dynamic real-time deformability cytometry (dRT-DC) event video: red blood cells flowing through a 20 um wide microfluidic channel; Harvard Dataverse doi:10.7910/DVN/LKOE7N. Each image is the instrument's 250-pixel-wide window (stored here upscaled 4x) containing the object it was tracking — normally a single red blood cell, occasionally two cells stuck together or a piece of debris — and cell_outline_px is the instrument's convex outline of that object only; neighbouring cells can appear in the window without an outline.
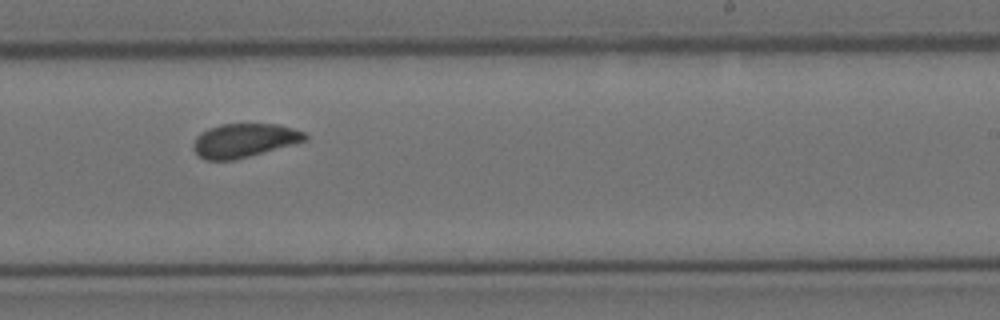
{"species": "Egyptian fruit bat (a non-hibernating species)", "species_latin": "Rousettus aegyptiacus", "temperature_condition": "cold", "stored_images_in_passage": 9, "camera_frame_rate_fps": 3000, "um_per_image_px": 0.085, "animal": {"sex": "female"}, "frame": {"image": 1, "passage_image": 8, "time_ms": 9.0, "image_size_px": [1000, 320], "cell_outline_px": [[308, 140], [236, 160], [204, 160], [192, 148], [192, 144], [196, 136], [200, 132], [208, 128], [220, 124], [276, 124], [292, 128], [304, 132], [308, 136]], "centroid_in_image_um": [20.73, 11.94], "position_along_channel_um": 268.3, "area_um2": 22.14}}
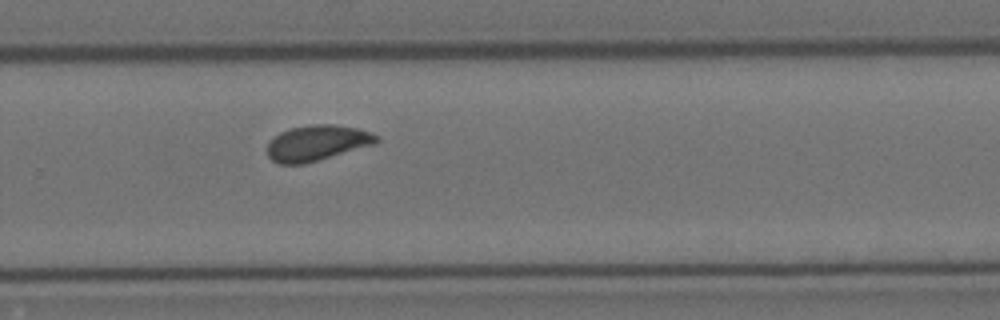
{"frame": {"image": 2, "passage_image": 9, "time_ms": 10.0, "image_size_px": [1000, 320], "cell_outline_px": [[380, 140], [376, 144], [304, 164], [280, 164], [272, 160], [268, 156], [268, 140], [280, 132], [292, 128], [312, 124], [332, 124], [356, 128], [380, 136]], "centroid_in_image_um": [26.95, 12.15], "position_along_channel_um": 302.8, "area_um2": 22.66}}